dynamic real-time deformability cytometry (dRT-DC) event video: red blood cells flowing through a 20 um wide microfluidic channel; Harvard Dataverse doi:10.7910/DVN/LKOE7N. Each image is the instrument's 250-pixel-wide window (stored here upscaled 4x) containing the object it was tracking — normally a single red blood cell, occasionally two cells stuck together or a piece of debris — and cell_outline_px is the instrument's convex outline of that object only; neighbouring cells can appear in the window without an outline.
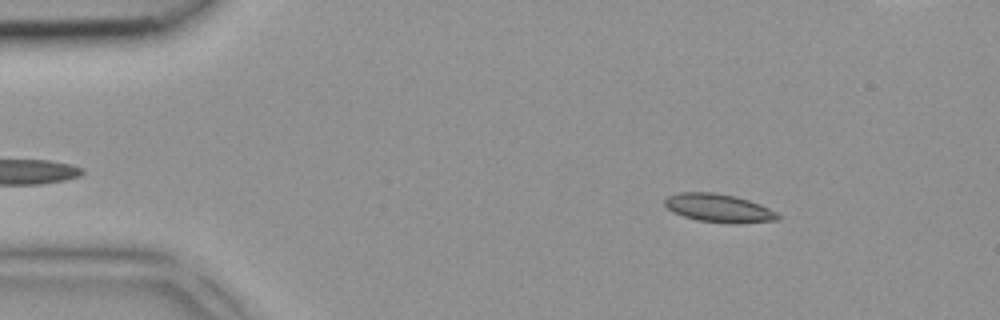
{"species": "common noctule bat (a hibernating species)", "species_latin": "Nyctalus noctula", "temperature_condition": "room temperature", "stored_images_in_passage": 4, "camera_frame_rate_fps": 3000, "um_per_image_px": 0.085, "animal": {"sex": "female", "body_mass_g": 18.4}, "frame": {"image": 1, "passage_image": 1, "time_ms": 0.0, "image_size_px": [1000, 320], "cell_outline_px": [[780, 216], [776, 220], [736, 224], [696, 220], [672, 212], [664, 204], [664, 200], [668, 196], [680, 192], [712, 192], [732, 196], [748, 200], [760, 204], [776, 212]], "centroid_in_image_um": [61.07, 17.69], "position_along_channel_um": 23.9, "area_um2": 18.5}}